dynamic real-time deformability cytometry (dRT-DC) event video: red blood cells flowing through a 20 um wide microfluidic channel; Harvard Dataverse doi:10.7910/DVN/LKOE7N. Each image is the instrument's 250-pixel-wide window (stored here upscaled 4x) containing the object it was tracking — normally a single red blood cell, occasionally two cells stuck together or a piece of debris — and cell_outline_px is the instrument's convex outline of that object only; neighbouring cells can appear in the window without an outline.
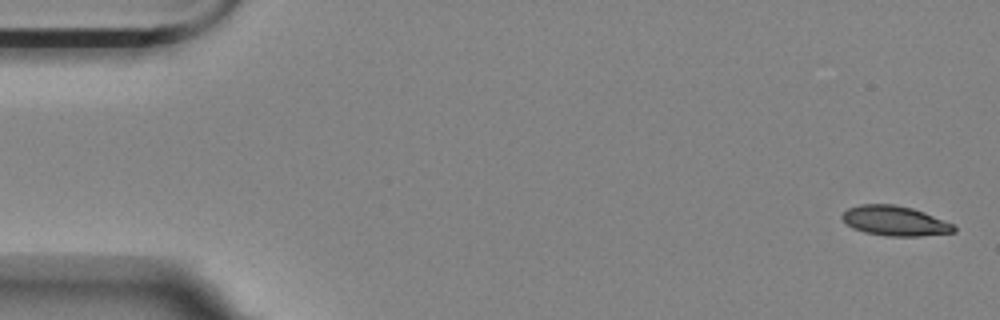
{"species": "Egyptian fruit bat (a non-hibernating species)", "species_latin": "Rousettus aegyptiacus", "temperature_condition": "room temperature", "stored_images_in_passage": 4, "camera_frame_rate_fps": 3000, "um_per_image_px": 0.085, "animal": {"sex": "female"}, "frame": {"image": 1, "passage_image": 1, "time_ms": 0.0, "image_size_px": [1000, 320], "cell_outline_px": [[956, 232], [920, 236], [888, 236], [864, 232], [852, 228], [840, 216], [848, 208], [860, 204], [892, 204], [912, 208], [924, 212], [952, 224], [956, 228]], "centroid_in_image_um": [76.05, 18.77], "position_along_channel_um": 9.0, "area_um2": 19.31}}
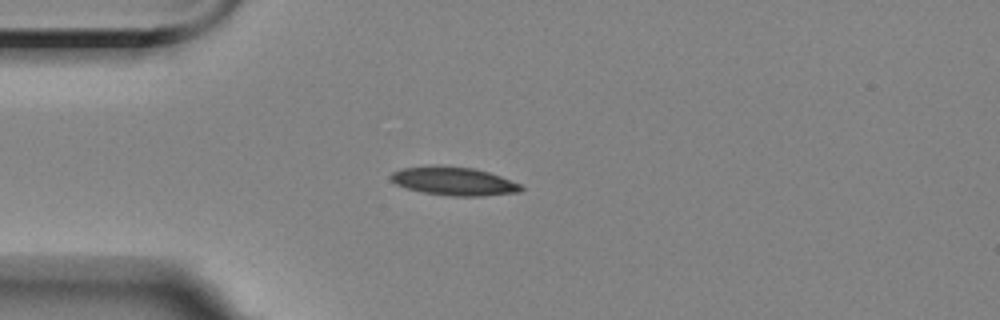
{"frame": {"image": 2, "passage_image": 4, "time_ms": 4.333, "image_size_px": [1000, 320], "cell_outline_px": [[524, 188], [520, 192], [484, 196], [452, 196], [424, 192], [408, 188], [396, 184], [388, 176], [392, 172], [404, 168], [432, 164], [440, 164], [472, 168], [488, 172], [500, 176], [520, 184]], "centroid_in_image_um": [38.57, 15.38], "position_along_channel_um": 46.4, "area_um2": 21.68}}